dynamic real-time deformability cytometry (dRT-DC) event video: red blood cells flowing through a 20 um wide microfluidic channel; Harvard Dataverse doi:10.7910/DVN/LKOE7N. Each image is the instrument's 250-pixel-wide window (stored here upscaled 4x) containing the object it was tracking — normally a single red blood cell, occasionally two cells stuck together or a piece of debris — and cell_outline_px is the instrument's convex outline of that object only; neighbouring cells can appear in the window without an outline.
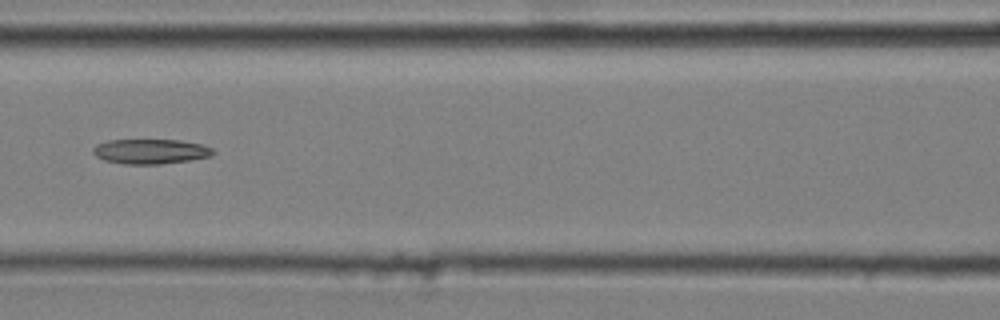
{"species": "common noctule bat (a hibernating species)", "species_latin": "Nyctalus noctula", "temperature_condition": "cold", "stored_images_in_passage": 10, "camera_frame_rate_fps": 3000, "um_per_image_px": 0.085, "animal": {"sex": "male", "body_mass_g": 20.4}, "frame": {"image": 1, "passage_image": 6, "time_ms": 1.667, "image_size_px": [1000, 320], "cell_outline_px": [[216, 152], [212, 156], [192, 160], [160, 164], [124, 164], [104, 160], [96, 156], [92, 152], [92, 148], [96, 144], [108, 140], [180, 140], [204, 144], [212, 148]], "centroid_in_image_um": [12.83, 12.87], "position_along_channel_um": 153.8, "area_um2": 17.63}}
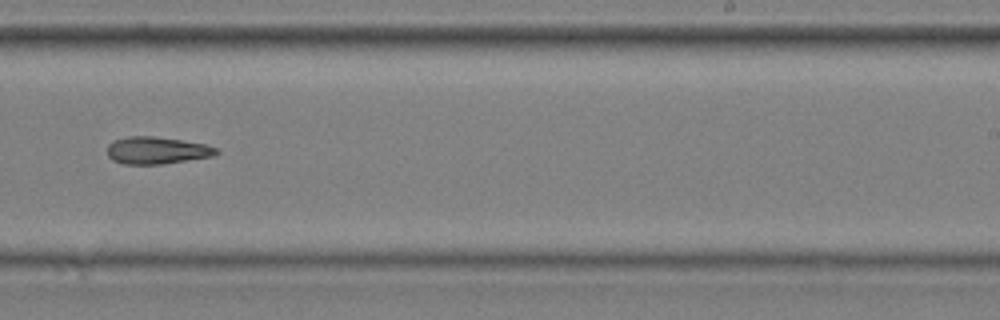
{"frame": {"image": 2, "passage_image": 9, "time_ms": 2.667, "image_size_px": [1000, 320], "cell_outline_px": [[220, 152], [216, 156], [160, 164], [124, 164], [112, 160], [108, 156], [108, 144], [112, 140], [128, 136], [152, 136], [180, 140], [204, 144], [216, 148]], "centroid_in_image_um": [13.32, 12.78], "position_along_channel_um": 275.7, "area_um2": 17.28}}
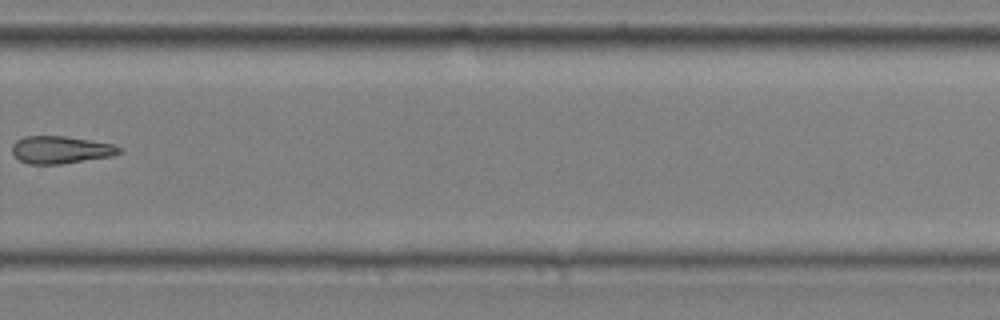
{"frame": {"image": 3, "passage_image": 10, "time_ms": 3.0, "image_size_px": [1000, 320], "cell_outline_px": [[124, 152], [112, 156], [60, 164], [28, 164], [20, 160], [12, 152], [12, 144], [16, 140], [24, 136], [64, 136], [112, 144], [124, 148]], "centroid_in_image_um": [5.18, 12.73], "position_along_channel_um": 324.6, "area_um2": 17.17}}